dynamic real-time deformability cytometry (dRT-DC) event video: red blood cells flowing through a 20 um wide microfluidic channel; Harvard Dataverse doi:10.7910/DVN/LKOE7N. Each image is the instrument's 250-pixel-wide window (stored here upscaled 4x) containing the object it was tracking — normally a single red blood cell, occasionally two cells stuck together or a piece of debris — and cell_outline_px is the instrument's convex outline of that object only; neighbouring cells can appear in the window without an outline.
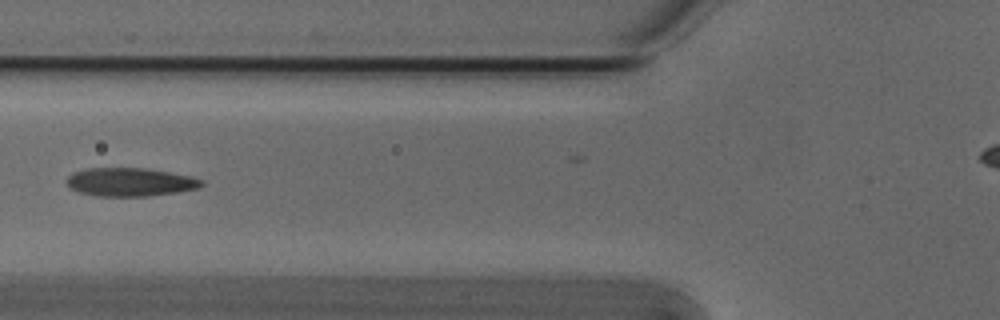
{"species": "Egyptian fruit bat (a non-hibernating species)", "species_latin": "Rousettus aegyptiacus", "temperature_condition": "cold", "stored_images_in_passage": 7, "camera_frame_rate_fps": 3000, "um_per_image_px": 0.085, "animal": {"sex": "male"}, "frame": {"image": 1, "passage_image": 5, "time_ms": 1.333, "image_size_px": [1000, 320], "cell_outline_px": [[204, 184], [200, 188], [176, 192], [148, 196], [96, 196], [80, 192], [72, 188], [68, 184], [68, 176], [72, 172], [88, 168], [144, 168], [168, 172], [188, 176], [204, 180]], "centroid_in_image_um": [11.08, 15.47], "position_along_channel_um": 114.7, "area_um2": 22.14}}